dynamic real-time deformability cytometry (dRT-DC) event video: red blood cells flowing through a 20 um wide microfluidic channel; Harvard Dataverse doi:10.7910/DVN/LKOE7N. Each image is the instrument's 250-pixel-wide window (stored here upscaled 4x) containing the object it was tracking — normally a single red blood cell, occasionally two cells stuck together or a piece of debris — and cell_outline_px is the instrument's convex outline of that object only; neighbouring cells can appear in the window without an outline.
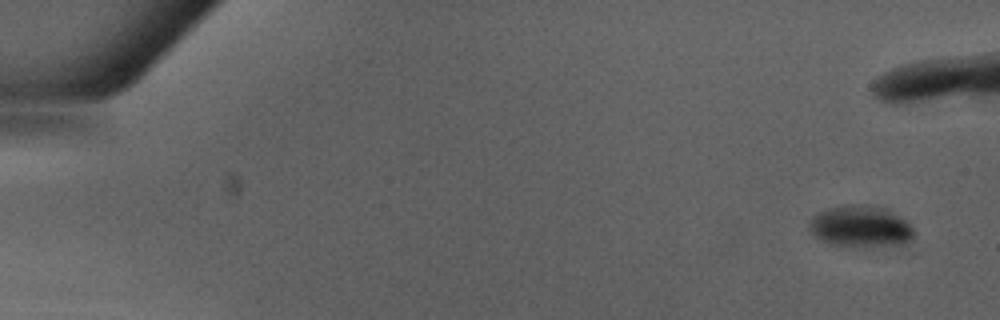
{"species": "Egyptian fruit bat (a non-hibernating species)", "species_latin": "Rousettus aegyptiacus", "temperature_condition": "warm", "stored_images_in_passage": 40, "camera_frame_rate_fps": 3000, "um_per_image_px": 0.085, "animal": {"sex": "male"}, "frame": {"image": 1, "passage_image": 1, "time_ms": 0.0, "image_size_px": [1000, 320], "cell_outline_px": [[912, 236], [904, 244], [868, 248], [864, 248], [828, 244], [816, 236], [808, 228], [808, 224], [812, 216], [828, 208], [848, 204], [872, 204], [884, 208], [904, 220], [912, 228]], "centroid_in_image_um": [73.1, 19.26], "position_along_channel_um": 11.9, "area_um2": 25.49}}
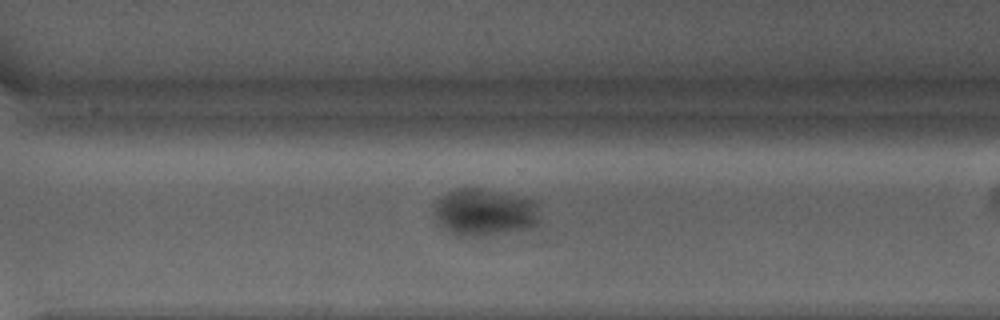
{"frame": {"image": 2, "passage_image": 34, "time_ms": 11.0, "image_size_px": [1000, 320], "cell_outline_px": [[536, 224], [524, 228], [496, 232], [460, 236], [448, 228], [440, 220], [436, 212], [436, 204], [448, 192], [460, 188], [476, 188], [532, 200], [536, 204]], "centroid_in_image_um": [41.18, 18.0], "position_along_channel_um": 329.4, "area_um2": 26.59}, "authors_computed_cell_mechanics": {"area_um2": 27.4261, "velocity_mm_per_s": 4.2965, "shape_relaxation_time_tau1_ms": null, "shape_relaxation_time_tau2_ms": 3.515, "deformation_change_tau1": null, "deformation_change_tau2": 0.0211}}